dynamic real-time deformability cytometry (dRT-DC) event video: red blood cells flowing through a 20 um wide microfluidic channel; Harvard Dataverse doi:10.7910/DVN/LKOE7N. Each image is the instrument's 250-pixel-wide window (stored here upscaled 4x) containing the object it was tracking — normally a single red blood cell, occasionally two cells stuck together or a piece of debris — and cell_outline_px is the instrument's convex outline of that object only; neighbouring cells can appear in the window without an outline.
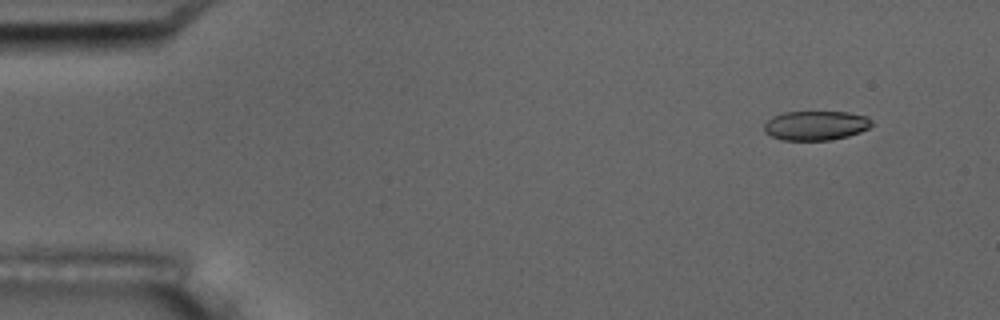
{"species": "common noctule bat (a hibernating species)", "species_latin": "Nyctalus noctula", "temperature_condition": "room temperature", "stored_images_in_passage": 4, "camera_frame_rate_fps": 3000, "um_per_image_px": 0.085, "animal": {"sex": "male", "body_mass_g": 17.5, "forearm_length_mm": 52.3}, "frame": {"image": 1, "passage_image": 1, "time_ms": 0.0, "image_size_px": [1000, 320], "cell_outline_px": [[872, 124], [868, 128], [860, 132], [848, 136], [832, 140], [784, 140], [772, 136], [764, 132], [764, 124], [772, 116], [784, 112], [848, 112], [868, 116], [872, 120]], "centroid_in_image_um": [69.35, 10.66], "position_along_channel_um": 15.6, "area_um2": 18.5}}